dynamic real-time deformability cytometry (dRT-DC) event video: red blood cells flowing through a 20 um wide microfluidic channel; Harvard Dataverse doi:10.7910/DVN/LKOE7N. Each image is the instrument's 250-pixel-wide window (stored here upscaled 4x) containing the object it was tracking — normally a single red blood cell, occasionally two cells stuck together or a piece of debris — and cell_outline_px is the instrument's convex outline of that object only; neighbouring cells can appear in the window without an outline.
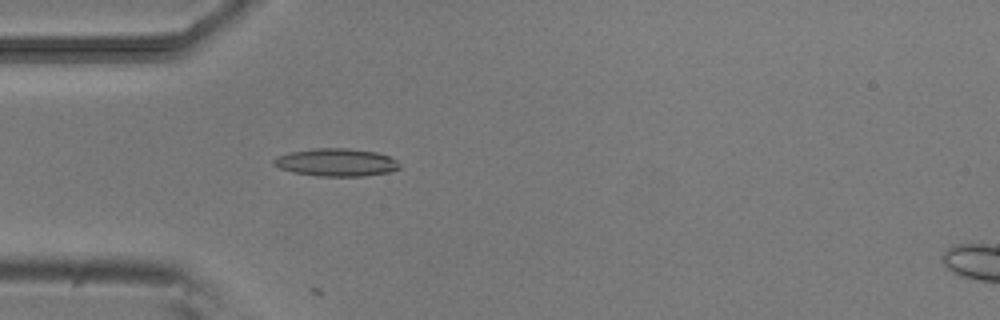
{"species": "common noctule bat (a hibernating species)", "species_latin": "Nyctalus noctula", "temperature_condition": "room temperature", "stored_images_in_passage": 23, "camera_frame_rate_fps": 3000, "um_per_image_px": 0.085, "animal": {"sex": "male", "body_mass_g": 20.5, "forearm_length_mm": 52.5}, "frame": {"image": 1, "passage_image": 15, "time_ms": 4.667, "image_size_px": [1000, 320], "cell_outline_px": [[400, 168], [388, 172], [364, 176], [316, 176], [292, 172], [280, 168], [272, 164], [272, 160], [276, 156], [292, 152], [316, 148], [348, 148], [376, 152], [388, 156], [396, 160], [400, 164]], "centroid_in_image_um": [28.56, 13.8], "position_along_channel_um": 56.4, "area_um2": 20.35}}
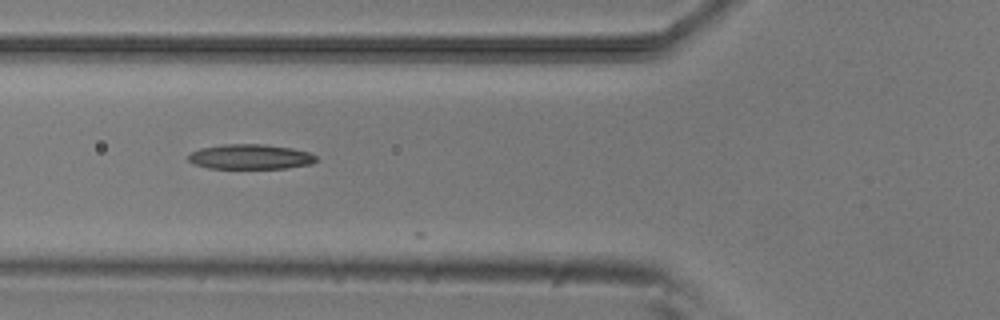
{"frame": {"image": 2, "passage_image": 19, "time_ms": 6.0, "image_size_px": [1000, 320], "cell_outline_px": [[316, 160], [312, 164], [288, 168], [208, 168], [192, 164], [188, 160], [188, 156], [192, 152], [200, 148], [224, 144], [264, 144], [292, 148], [308, 152], [316, 156]], "centroid_in_image_um": [21.27, 13.32], "position_along_channel_um": 104.5, "area_um2": 18.61}}
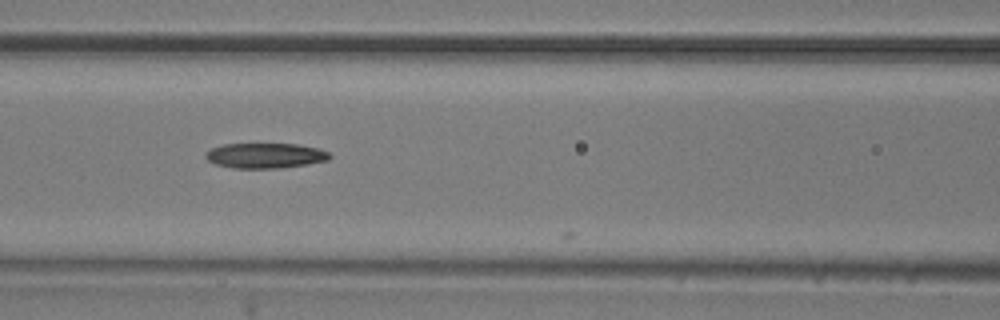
{"frame": {"image": 3, "passage_image": 22, "time_ms": 7.0, "image_size_px": [1000, 320], "cell_outline_px": [[332, 156], [328, 160], [308, 164], [276, 168], [232, 168], [216, 164], [208, 160], [204, 156], [204, 152], [212, 148], [224, 144], [296, 144], [316, 148], [328, 152]], "centroid_in_image_um": [22.52, 13.22], "position_along_channel_um": 144.1, "area_um2": 18.09}}